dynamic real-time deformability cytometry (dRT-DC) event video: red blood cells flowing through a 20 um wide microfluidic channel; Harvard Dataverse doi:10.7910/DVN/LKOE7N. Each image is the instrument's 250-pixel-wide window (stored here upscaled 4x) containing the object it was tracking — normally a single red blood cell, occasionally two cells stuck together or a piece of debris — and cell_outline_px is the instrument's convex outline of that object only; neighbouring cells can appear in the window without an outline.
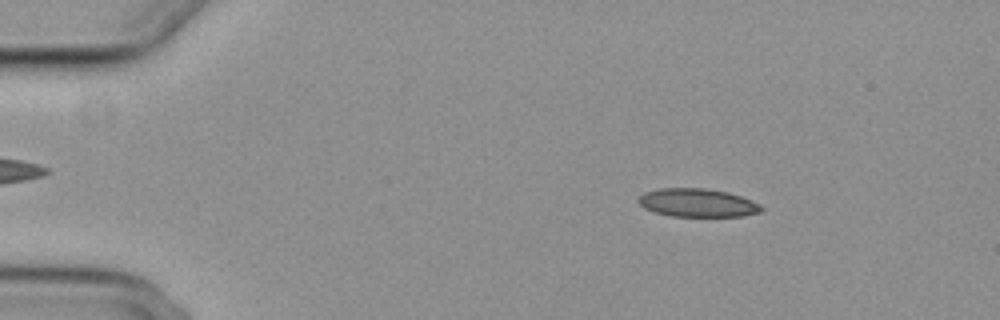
{"species": "common noctule bat (a hibernating species)", "species_latin": "Nyctalus noctula", "temperature_condition": "cold", "stored_images_in_passage": 54, "camera_frame_rate_fps": 3000, "um_per_image_px": 0.085, "animal": {"sex": "female", "body_mass_g": 29.2, "forearm_length_mm": 56.3}, "frame": {"image": 1, "passage_image": 8, "time_ms": 2.333, "image_size_px": [1000, 320], "cell_outline_px": [[764, 208], [760, 212], [744, 216], [672, 216], [656, 212], [644, 208], [636, 200], [644, 192], [656, 188], [704, 188], [728, 192], [752, 200], [760, 204]], "centroid_in_image_um": [59.28, 17.23], "position_along_channel_um": 25.7, "area_um2": 20.35}}
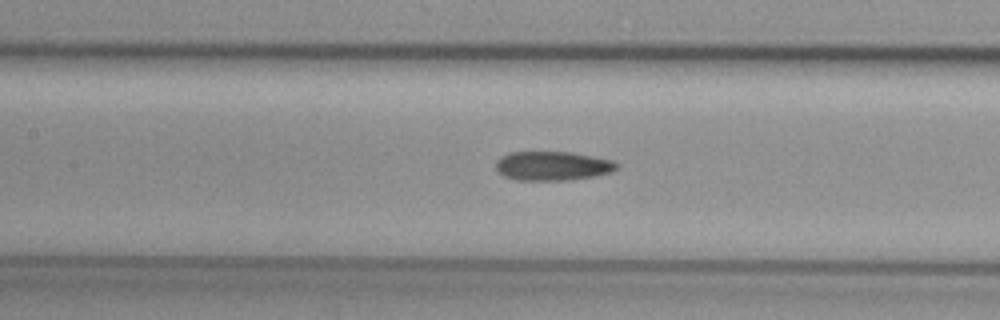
{"frame": {"image": 2, "passage_image": 25, "time_ms": 8.0, "image_size_px": [1000, 320], "cell_outline_px": [[620, 168], [612, 172], [596, 176], [568, 180], [516, 180], [504, 176], [496, 168], [496, 160], [500, 156], [508, 152], [572, 152], [616, 160], [620, 164]], "centroid_in_image_um": [47.03, 14.09], "position_along_channel_um": 160.4, "area_um2": 20.92}}
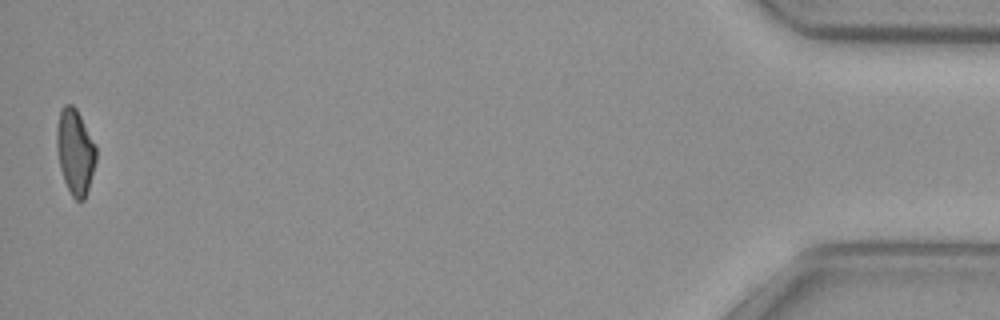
{"frame": {"image": 3, "passage_image": 54, "time_ms": 17.667, "image_size_px": [1000, 320], "cell_outline_px": [[96, 160], [88, 188], [84, 200], [76, 200], [72, 196], [64, 180], [60, 168], [56, 144], [56, 128], [60, 108], [64, 104], [72, 104], [76, 108], [96, 148]], "centroid_in_image_um": [6.36, 12.87], "position_along_channel_um": 428.8, "area_um2": 19.31}, "authors_computed_cell_mechanics": {"area_um2": 20.6346, "velocity_mm_per_s": 3.7514, "shape_relaxation_time_tau1_ms": 5.7953, "shape_relaxation_time_tau2_ms": 5.3103, "deformation_change_tau1": 0.1601, "deformation_change_tau2": 0.1395}}